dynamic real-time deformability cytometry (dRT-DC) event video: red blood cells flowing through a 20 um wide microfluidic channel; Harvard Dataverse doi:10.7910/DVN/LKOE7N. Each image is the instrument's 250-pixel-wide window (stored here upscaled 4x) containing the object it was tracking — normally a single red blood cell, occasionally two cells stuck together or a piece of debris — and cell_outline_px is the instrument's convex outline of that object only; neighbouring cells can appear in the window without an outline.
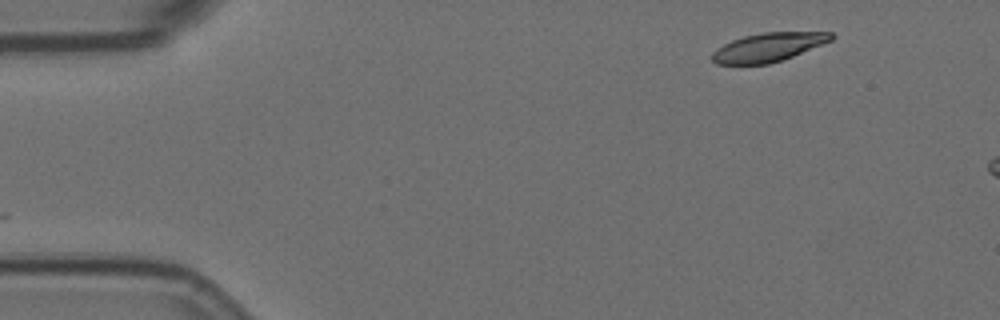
{"species": "Egyptian fruit bat (a non-hibernating species)", "species_latin": "Rousettus aegyptiacus", "temperature_condition": "room temperature", "stored_images_in_passage": 7, "camera_frame_rate_fps": 3000, "um_per_image_px": 0.085, "animal": {"sex": "female"}, "frame": {"image": 1, "passage_image": 1, "time_ms": 0.0, "image_size_px": [1000, 320], "cell_outline_px": [[836, 36], [832, 40], [792, 56], [768, 64], [716, 64], [712, 60], [712, 52], [716, 48], [732, 40], [744, 36], [764, 32], [832, 32]], "centroid_in_image_um": [65.29, 4.01], "position_along_channel_um": 19.7, "area_um2": 19.77}}